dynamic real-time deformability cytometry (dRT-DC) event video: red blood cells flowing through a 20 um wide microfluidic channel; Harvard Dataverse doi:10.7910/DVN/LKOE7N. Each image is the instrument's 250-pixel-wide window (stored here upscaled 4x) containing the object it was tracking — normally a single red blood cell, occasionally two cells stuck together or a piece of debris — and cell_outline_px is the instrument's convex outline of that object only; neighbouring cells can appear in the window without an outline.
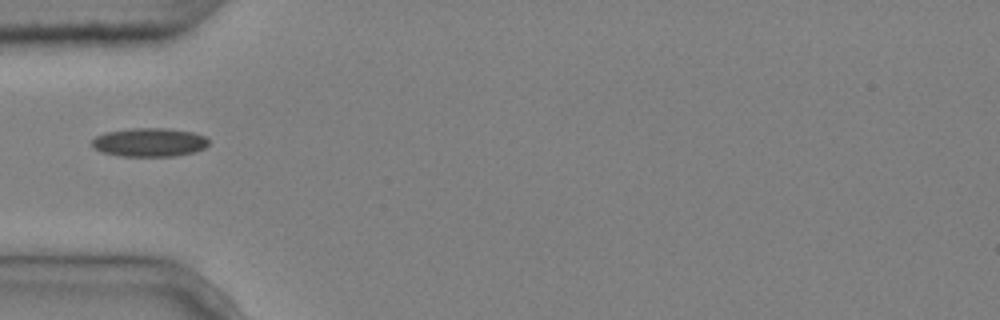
{"species": "common noctule bat (a hibernating species)", "species_latin": "Nyctalus noctula", "temperature_condition": "cold", "stored_images_in_passage": 5, "camera_frame_rate_fps": 3000, "um_per_image_px": 0.085, "animal": {"sex": "male", "body_mass_g": 20.4}, "frame": {"image": 1, "passage_image": 3, "time_ms": 0.667, "image_size_px": [1000, 320], "cell_outline_px": [[208, 144], [204, 148], [196, 152], [176, 156], [120, 156], [100, 152], [92, 148], [92, 140], [96, 136], [104, 132], [132, 128], [164, 128], [192, 132], [204, 136], [208, 140]], "centroid_in_image_um": [12.66, 12.1], "position_along_channel_um": 72.3, "area_um2": 19.65}}